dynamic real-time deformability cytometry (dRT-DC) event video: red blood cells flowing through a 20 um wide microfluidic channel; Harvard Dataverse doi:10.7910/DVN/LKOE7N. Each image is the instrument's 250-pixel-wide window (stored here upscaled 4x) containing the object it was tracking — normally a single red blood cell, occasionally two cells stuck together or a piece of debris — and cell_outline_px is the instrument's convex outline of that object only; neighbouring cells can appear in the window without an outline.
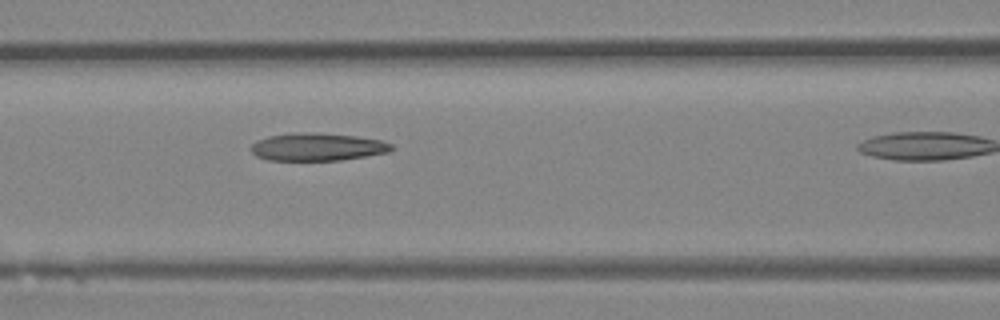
{"species": "Egyptian fruit bat (a non-hibernating species)", "species_latin": "Rousettus aegyptiacus", "temperature_condition": "room temperature", "stored_images_in_passage": 22, "camera_frame_rate_fps": 3000, "um_per_image_px": 0.085, "animal": {"sex": "female"}, "frame": {"image": 1, "passage_image": 16, "time_ms": 5.0, "image_size_px": [1000, 320], "cell_outline_px": [[396, 148], [388, 152], [340, 160], [268, 160], [256, 156], [252, 152], [252, 144], [256, 140], [268, 136], [312, 132], [356, 136], [380, 140], [392, 144]], "centroid_in_image_um": [26.99, 12.49], "position_along_channel_um": 139.6, "area_um2": 22.43}}